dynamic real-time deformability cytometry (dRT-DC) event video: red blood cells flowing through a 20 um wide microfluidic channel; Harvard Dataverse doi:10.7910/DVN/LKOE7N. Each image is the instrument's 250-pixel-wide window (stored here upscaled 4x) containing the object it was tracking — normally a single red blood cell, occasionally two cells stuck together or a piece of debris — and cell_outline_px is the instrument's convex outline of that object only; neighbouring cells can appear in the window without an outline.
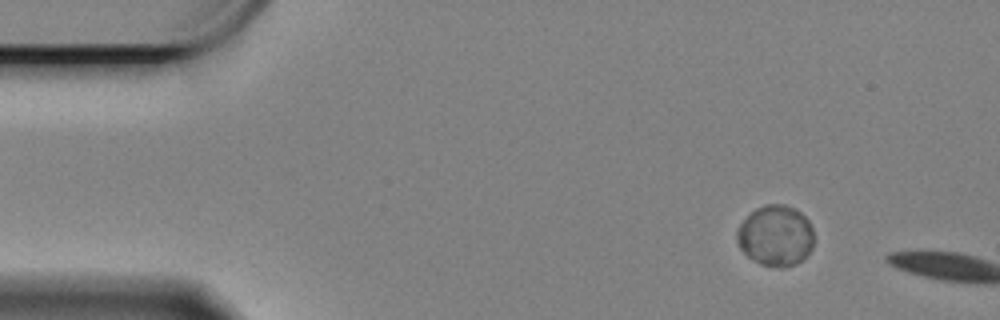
{"species": "Egyptian fruit bat (a non-hibernating species)", "species_latin": "Rousettus aegyptiacus", "temperature_condition": "cold", "stored_images_in_passage": 3, "camera_frame_rate_fps": 3000, "um_per_image_px": 0.085, "animal": {"sex": "female"}, "frame": {"image": 1, "passage_image": 1, "time_ms": 0.0, "image_size_px": [1000, 320], "cell_outline_px": [[812, 248], [808, 256], [796, 264], [784, 268], [776, 268], [760, 264], [752, 260], [740, 248], [736, 240], [736, 228], [756, 208], [768, 204], [784, 204], [800, 212], [808, 220], [812, 228]], "centroid_in_image_um": [65.92, 20.06], "position_along_channel_um": 19.1, "area_um2": 27.4}}